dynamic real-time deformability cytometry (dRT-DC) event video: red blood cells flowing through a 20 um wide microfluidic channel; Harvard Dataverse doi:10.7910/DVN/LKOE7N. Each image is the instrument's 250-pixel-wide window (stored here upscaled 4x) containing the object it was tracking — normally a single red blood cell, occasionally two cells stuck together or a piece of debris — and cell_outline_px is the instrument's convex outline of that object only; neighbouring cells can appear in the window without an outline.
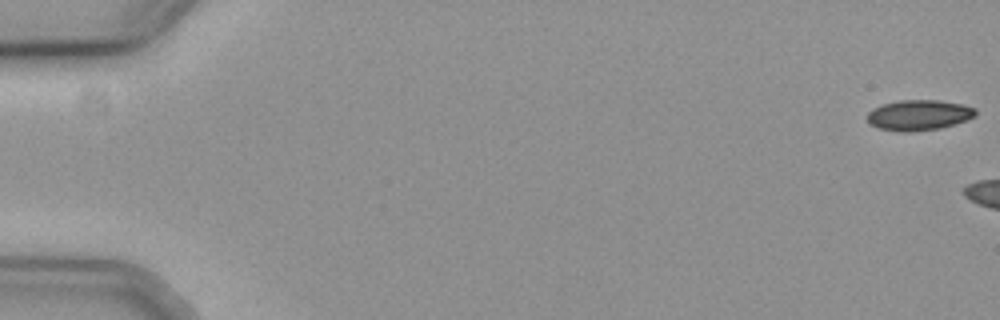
{"species": "common noctule bat (a hibernating species)", "species_latin": "Nyctalus noctula", "temperature_condition": "cold", "stored_images_in_passage": 9, "camera_frame_rate_fps": 3000, "um_per_image_px": 0.085, "animal": {"sex": "female", "body_mass_g": 19.3, "forearm_length_mm": 54.1}, "frame": {"image": 1, "passage_image": 1, "time_ms": 0.0, "image_size_px": [1000, 320], "cell_outline_px": [[976, 116], [940, 128], [912, 132], [900, 132], [876, 128], [868, 124], [868, 112], [872, 108], [884, 104], [900, 100], [940, 100], [960, 104], [976, 108]], "centroid_in_image_um": [78.05, 9.79], "position_along_channel_um": 6.9, "area_um2": 19.25}}